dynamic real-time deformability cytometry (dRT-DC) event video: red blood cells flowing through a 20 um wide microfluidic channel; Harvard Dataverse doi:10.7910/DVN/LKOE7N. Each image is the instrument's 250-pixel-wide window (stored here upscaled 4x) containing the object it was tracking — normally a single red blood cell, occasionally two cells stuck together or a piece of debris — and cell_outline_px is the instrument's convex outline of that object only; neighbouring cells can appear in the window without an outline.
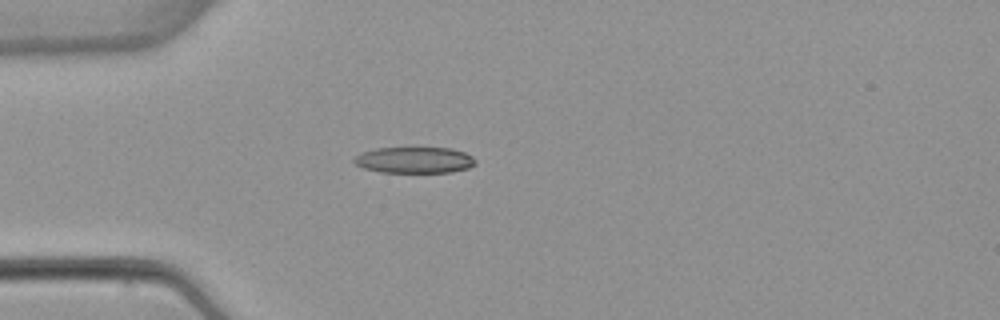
{"species": "common noctule bat (a hibernating species)", "species_latin": "Nyctalus noctula", "temperature_condition": "warm", "stored_images_in_passage": 5, "camera_frame_rate_fps": 3000, "um_per_image_px": 0.085, "animal": {"sex": "female", "body_mass_g": 22.7, "forearm_length_mm": 54.2}, "frame": {"image": 1, "passage_image": 4, "time_ms": 3.667, "image_size_px": [1000, 320], "cell_outline_px": [[476, 164], [468, 168], [452, 172], [380, 172], [364, 168], [356, 164], [352, 160], [360, 152], [376, 148], [452, 148], [464, 152], [472, 156], [476, 160]], "centroid_in_image_um": [35.23, 13.6], "position_along_channel_um": 49.8, "area_um2": 18.55}}